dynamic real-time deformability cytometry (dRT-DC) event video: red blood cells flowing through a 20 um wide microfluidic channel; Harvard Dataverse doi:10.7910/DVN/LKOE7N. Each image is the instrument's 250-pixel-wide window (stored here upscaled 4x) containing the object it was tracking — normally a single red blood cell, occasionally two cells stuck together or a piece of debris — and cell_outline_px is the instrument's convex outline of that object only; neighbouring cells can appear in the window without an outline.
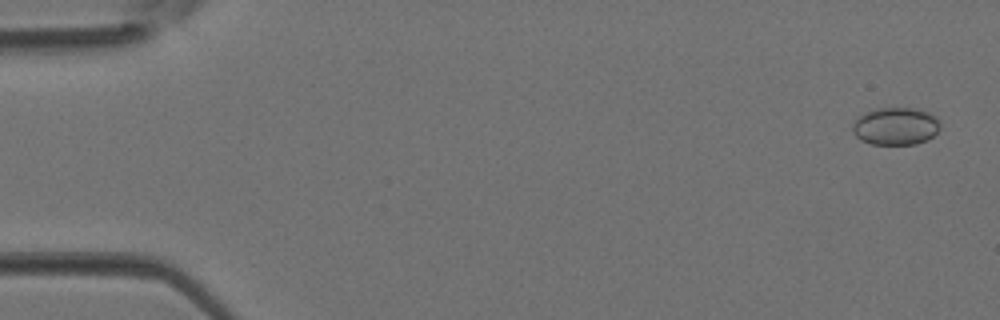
{"species": "Egyptian fruit bat (a non-hibernating species)", "species_latin": "Rousettus aegyptiacus", "temperature_condition": "room temperature", "stored_images_in_passage": 6, "camera_frame_rate_fps": 3000, "um_per_image_px": 0.085, "animal": {"sex": "female"}, "frame": {"image": 1, "passage_image": 1, "time_ms": 0.0, "image_size_px": [1000, 320], "cell_outline_px": [[940, 128], [928, 140], [916, 144], [872, 144], [860, 140], [852, 132], [852, 124], [860, 116], [868, 112], [880, 108], [916, 108], [928, 112], [936, 116], [940, 120]], "centroid_in_image_um": [76.16, 10.73], "position_along_channel_um": 8.8, "area_um2": 19.19}}
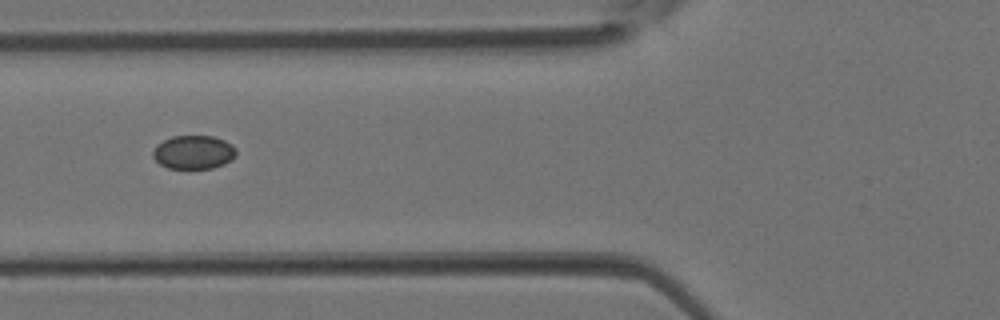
{"frame": {"image": 2, "passage_image": 5, "time_ms": 1.333, "image_size_px": [1000, 320], "cell_outline_px": [[236, 156], [232, 160], [224, 164], [212, 168], [168, 168], [160, 164], [152, 156], [152, 152], [156, 144], [172, 136], [212, 136], [224, 140], [232, 144], [236, 148]], "centroid_in_image_um": [16.46, 12.93], "position_along_channel_um": 109.3, "area_um2": 16.42}}
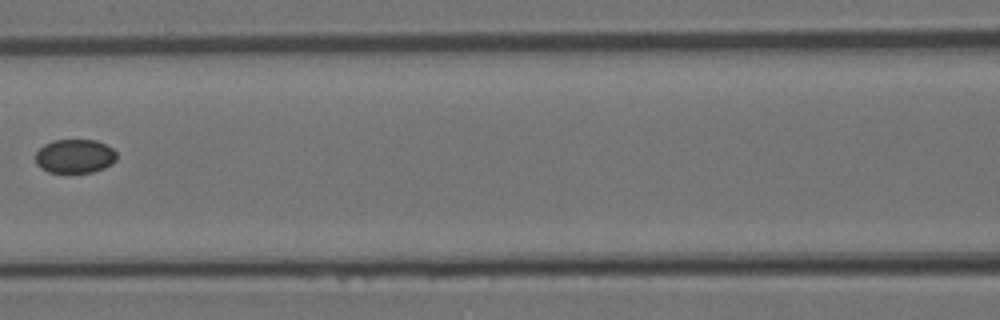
{"frame": {"image": 3, "passage_image": 6, "time_ms": 1.667, "image_size_px": [1000, 320], "cell_outline_px": [[116, 160], [112, 164], [104, 168], [92, 172], [48, 172], [40, 168], [36, 164], [36, 152], [44, 144], [52, 140], [96, 140], [112, 148], [116, 152]], "centroid_in_image_um": [6.35, 13.27], "position_along_channel_um": 160.3, "area_um2": 16.07}}